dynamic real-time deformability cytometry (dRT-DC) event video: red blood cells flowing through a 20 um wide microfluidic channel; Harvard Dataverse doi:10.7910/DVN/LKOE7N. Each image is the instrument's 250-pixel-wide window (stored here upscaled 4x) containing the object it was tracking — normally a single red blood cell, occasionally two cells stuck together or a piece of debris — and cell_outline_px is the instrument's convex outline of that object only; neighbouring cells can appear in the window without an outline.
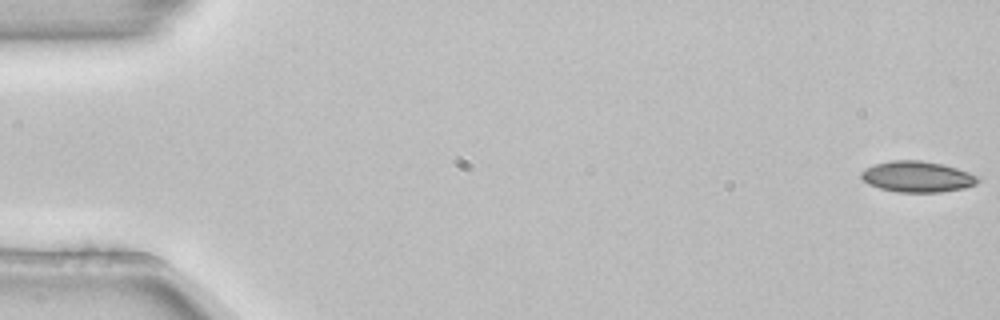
{"species": "common noctule bat (a hibernating species)", "species_latin": "Nyctalus noctula", "temperature_condition": "room temperature", "stored_images_in_passage": 9, "camera_frame_rate_fps": 3000, "um_per_image_px": 0.085, "animal": {"sex": "female", "body_mass_g": 22.7, "forearm_length_mm": 54.2}, "frame": {"image": 1, "passage_image": 1, "time_ms": 0.0, "image_size_px": [1000, 320], "cell_outline_px": [[980, 180], [976, 184], [964, 188], [940, 192], [896, 192], [880, 188], [868, 184], [860, 176], [860, 172], [864, 168], [876, 164], [892, 160], [920, 160], [940, 164], [956, 168], [968, 172], [976, 176]], "centroid_in_image_um": [77.94, 15.02], "position_along_channel_um": 7.1, "area_um2": 20.92}}
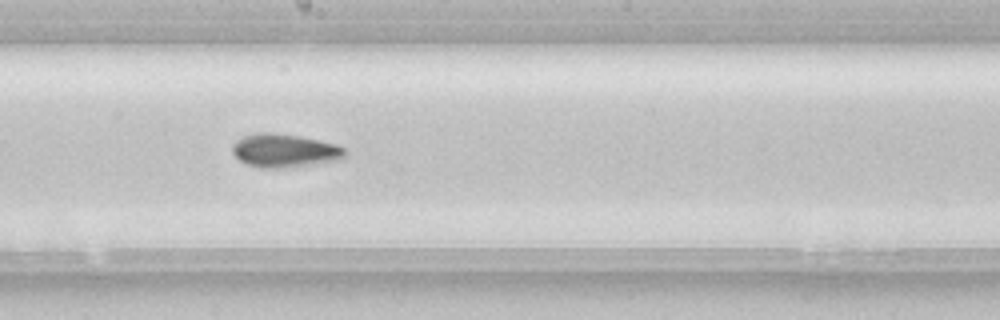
{"frame": {"image": 2, "passage_image": 8, "time_ms": 2.333, "image_size_px": [1000, 320], "cell_outline_px": [[344, 156], [340, 160], [284, 168], [264, 168], [248, 164], [240, 160], [232, 152], [232, 144], [236, 140], [244, 136], [256, 132], [272, 132], [300, 136], [320, 140], [336, 144], [344, 148]], "centroid_in_image_um": [24.17, 12.79], "position_along_channel_um": 224.0, "area_um2": 21.91}}